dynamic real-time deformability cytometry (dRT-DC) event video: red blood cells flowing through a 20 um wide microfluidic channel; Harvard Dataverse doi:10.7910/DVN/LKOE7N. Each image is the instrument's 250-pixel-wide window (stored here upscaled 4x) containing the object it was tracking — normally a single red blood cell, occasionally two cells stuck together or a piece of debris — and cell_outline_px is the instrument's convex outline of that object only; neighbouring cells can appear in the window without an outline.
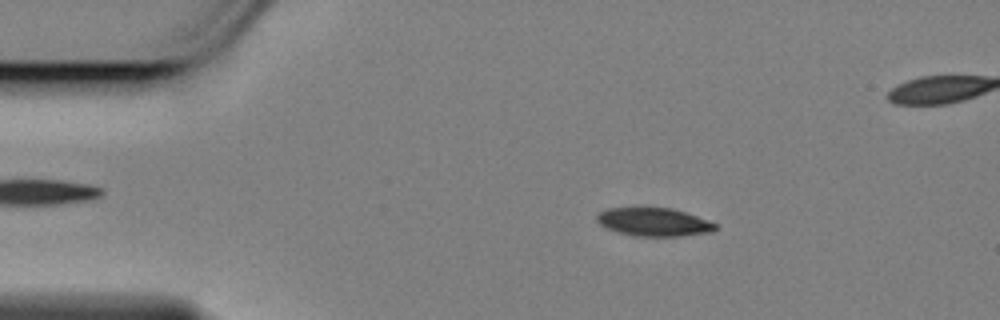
{"species": "Egyptian fruit bat (a non-hibernating species)", "species_latin": "Rousettus aegyptiacus", "temperature_condition": "cold", "stored_images_in_passage": 57, "camera_frame_rate_fps": 3000, "um_per_image_px": 0.085, "animal": {"sex": "female"}, "frame": {"image": 1, "passage_image": 9, "time_ms": 2.667, "image_size_px": [1000, 320], "cell_outline_px": [[716, 228], [712, 232], [680, 236], [632, 236], [616, 232], [600, 224], [596, 220], [596, 216], [600, 212], [608, 208], [640, 204], [672, 208], [696, 216], [716, 224]], "centroid_in_image_um": [55.49, 18.82], "position_along_channel_um": 29.5, "area_um2": 20.29}}
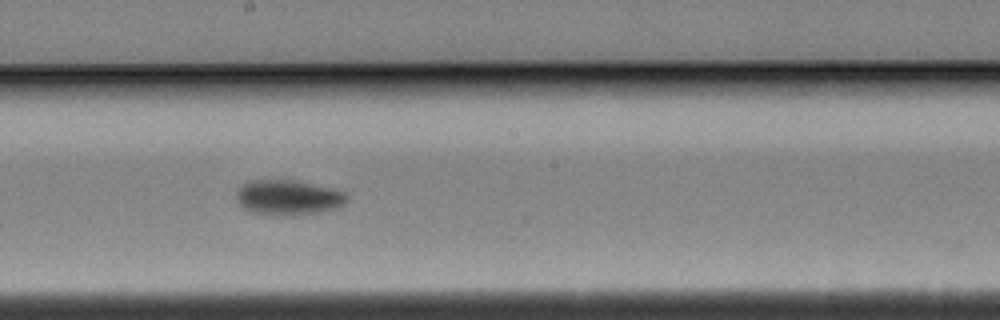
{"frame": {"image": 2, "passage_image": 30, "time_ms": 9.667, "image_size_px": [1000, 320], "cell_outline_px": [[348, 200], [340, 208], [324, 212], [296, 216], [272, 216], [248, 212], [236, 200], [236, 192], [244, 184], [252, 180], [292, 180], [344, 192], [348, 196]], "centroid_in_image_um": [24.5, 16.84], "position_along_channel_um": 223.7, "area_um2": 22.89}}
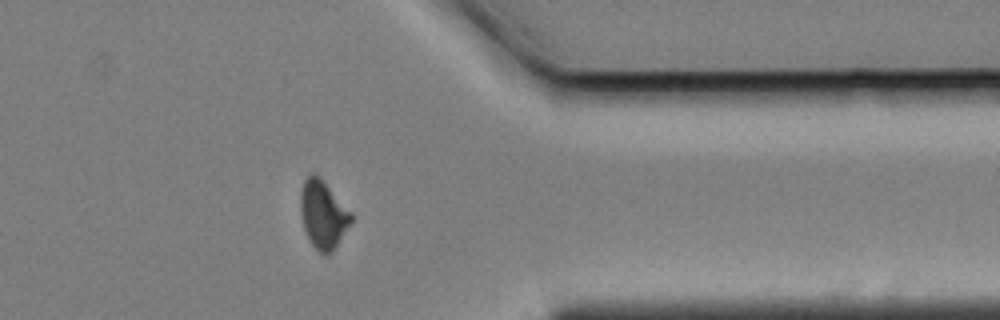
{"frame": {"image": 3, "passage_image": 45, "time_ms": 14.667, "image_size_px": [1000, 320], "cell_outline_px": [[352, 220], [332, 252], [324, 256], [312, 244], [304, 228], [300, 212], [300, 192], [304, 180], [312, 172], [352, 212]], "centroid_in_image_um": [27.44, 18.26], "position_along_channel_um": 384.0, "area_um2": 19.42}, "authors_computed_cell_mechanics": {"area_um2": 20.8658, "velocity_mm_per_s": 3.4614, "shape_relaxation_time_tau1_ms": 2.3129, "shape_relaxation_time_tau2_ms": null, "deformation_change_tau1": 0.1268, "deformation_change_tau2": null}}